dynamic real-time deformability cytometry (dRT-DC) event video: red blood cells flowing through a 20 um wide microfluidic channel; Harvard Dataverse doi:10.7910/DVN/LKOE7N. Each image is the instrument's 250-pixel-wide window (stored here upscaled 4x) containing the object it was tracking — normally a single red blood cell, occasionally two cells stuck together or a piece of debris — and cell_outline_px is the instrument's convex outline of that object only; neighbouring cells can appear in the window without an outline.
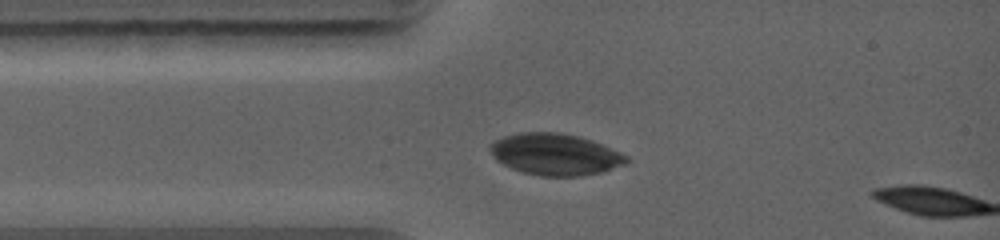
{"species": "common noctule bat (a hibernating species)", "species_latin": "Nyctalus noctula", "temperature_condition": "warm", "stored_images_in_passage": 3, "segment_of_instrument_passage": [1, 2], "camera_frame_rate_fps": 5000, "um_per_image_px": 0.085, "animal": {"sex": "female", "body_mass_g": 19.0, "forearm_length_mm": 56.7}, "frame": {"image": 1, "passage_image": 2, "time_ms": 0.8, "image_size_px": [1000, 240], "cell_outline_px": [[632, 160], [624, 164], [600, 172], [580, 176], [540, 176], [524, 172], [512, 168], [496, 160], [492, 156], [488, 148], [488, 144], [504, 136], [520, 132], [560, 132], [580, 136], [592, 140], [612, 148], [628, 156]], "centroid_in_image_um": [47.19, 13.1], "position_along_channel_um": 37.8, "area_um2": 33.18}}